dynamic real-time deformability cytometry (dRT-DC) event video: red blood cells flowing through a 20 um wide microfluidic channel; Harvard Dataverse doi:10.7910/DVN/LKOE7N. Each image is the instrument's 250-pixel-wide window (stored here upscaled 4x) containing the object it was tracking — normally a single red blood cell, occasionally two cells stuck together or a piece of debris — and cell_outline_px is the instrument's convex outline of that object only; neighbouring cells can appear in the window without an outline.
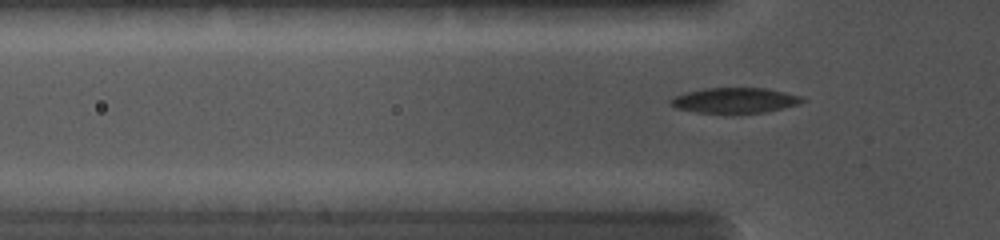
{"species": "common noctule bat (a hibernating species)", "species_latin": "Nyctalus noctula", "temperature_condition": "cold", "stored_images_in_passage": 42, "camera_frame_rate_fps": 5000, "um_per_image_px": 0.085, "animal": {"sex": "female", "body_mass_g": 19.0, "forearm_length_mm": 56.7}, "frame": {"image": 1, "passage_image": 13, "time_ms": 4.0, "image_size_px": [1000, 240], "cell_outline_px": [[808, 100], [800, 104], [764, 112], [696, 112], [676, 108], [668, 100], [676, 96], [688, 92], [704, 88], [764, 88], [784, 92], [800, 96]], "centroid_in_image_um": [62.49, 8.52], "position_along_channel_um": 63.3, "area_um2": 19.02}}
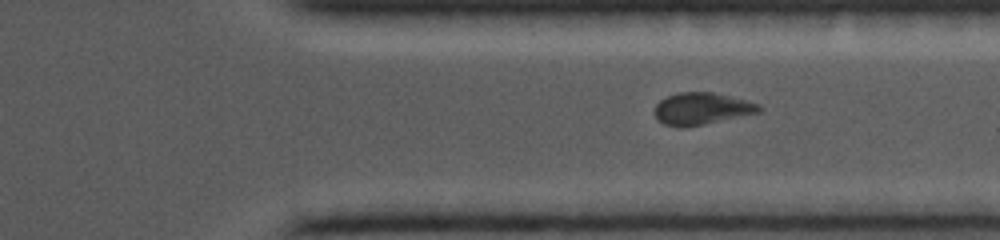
{"frame": {"image": 2, "passage_image": 32, "time_ms": 10.4, "image_size_px": [1000, 240], "cell_outline_px": [[764, 108], [760, 112], [704, 124], [680, 128], [664, 124], [656, 116], [656, 104], [660, 100], [668, 96], [680, 92], [712, 92], [760, 104]], "centroid_in_image_um": [59.66, 9.24], "position_along_channel_um": 351.7, "area_um2": 19.19}}
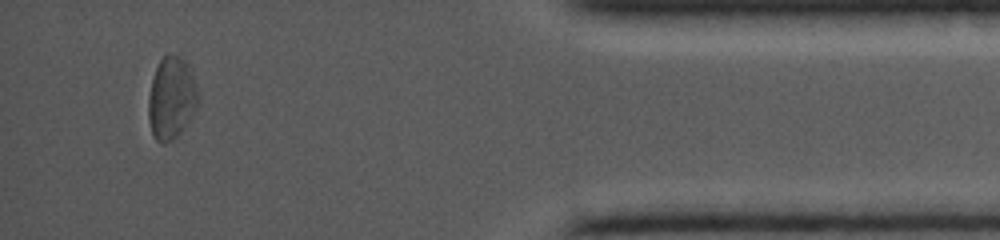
{"frame": {"image": 3, "passage_image": 39, "time_ms": 12.8, "image_size_px": [1000, 240], "cell_outline_px": [[200, 100], [192, 116], [180, 132], [172, 140], [164, 144], [160, 144], [152, 136], [148, 120], [148, 96], [152, 76], [160, 60], [168, 52], [172, 52], [180, 56], [184, 60], [200, 92]], "centroid_in_image_um": [14.56, 8.34], "position_along_channel_um": 420.6, "area_um2": 24.28}}